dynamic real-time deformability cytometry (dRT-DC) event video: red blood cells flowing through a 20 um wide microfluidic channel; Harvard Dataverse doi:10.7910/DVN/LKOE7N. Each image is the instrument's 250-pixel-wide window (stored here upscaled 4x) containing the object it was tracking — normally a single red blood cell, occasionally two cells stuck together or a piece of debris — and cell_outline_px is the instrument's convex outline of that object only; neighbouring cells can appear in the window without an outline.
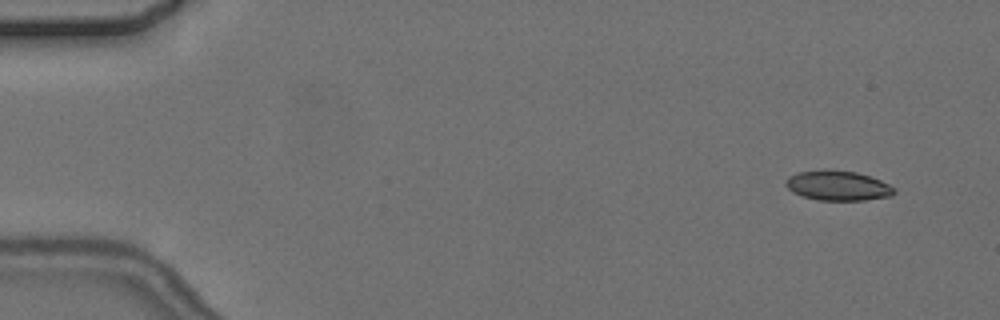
{"species": "common noctule bat (a hibernating species)", "species_latin": "Nyctalus noctula", "temperature_condition": "cold", "stored_images_in_passage": 4, "camera_frame_rate_fps": 3000, "um_per_image_px": 0.085, "animal": {"sex": "female", "body_mass_g": 24.6, "forearm_length_mm": 56.2}, "frame": {"image": 1, "passage_image": 1, "time_ms": 0.0, "image_size_px": [1000, 320], "cell_outline_px": [[896, 192], [892, 196], [864, 200], [816, 200], [800, 196], [792, 192], [784, 184], [784, 180], [788, 176], [796, 172], [856, 172], [880, 180], [896, 188]], "centroid_in_image_um": [71.21, 15.82], "position_along_channel_um": 13.8, "area_um2": 18.44}}